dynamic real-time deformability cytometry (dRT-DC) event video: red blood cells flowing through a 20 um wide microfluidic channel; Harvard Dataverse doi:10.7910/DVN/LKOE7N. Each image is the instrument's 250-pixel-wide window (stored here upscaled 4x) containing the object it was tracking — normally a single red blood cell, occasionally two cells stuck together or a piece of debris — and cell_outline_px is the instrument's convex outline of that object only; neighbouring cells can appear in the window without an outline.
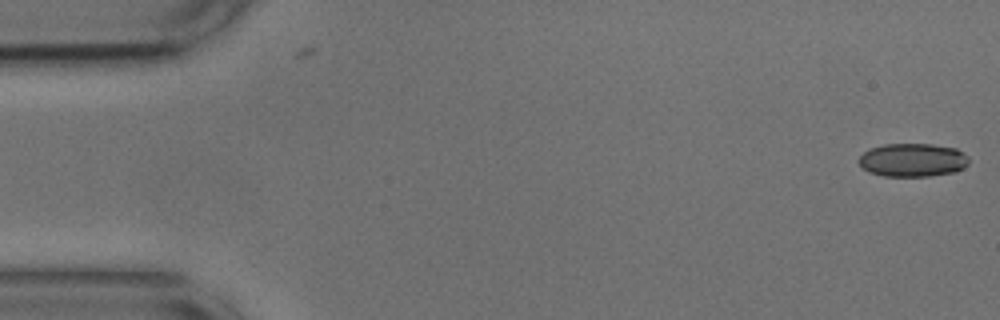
{"species": "common noctule bat (a hibernating species)", "species_latin": "Nyctalus noctula", "temperature_condition": "cold", "stored_images_in_passage": 54, "camera_frame_rate_fps": 3000, "um_per_image_px": 0.085, "animal": {"sex": "male", "body_mass_g": 17.9, "forearm_length_mm": 54.2}, "frame": {"image": 1, "passage_image": 1, "time_ms": 0.0, "image_size_px": [1000, 320], "cell_outline_px": [[968, 164], [964, 168], [956, 172], [928, 176], [884, 176], [868, 172], [856, 160], [864, 152], [872, 148], [884, 144], [932, 144], [956, 148], [968, 156]], "centroid_in_image_um": [77.59, 13.6], "position_along_channel_um": 7.4, "area_um2": 21.5}}
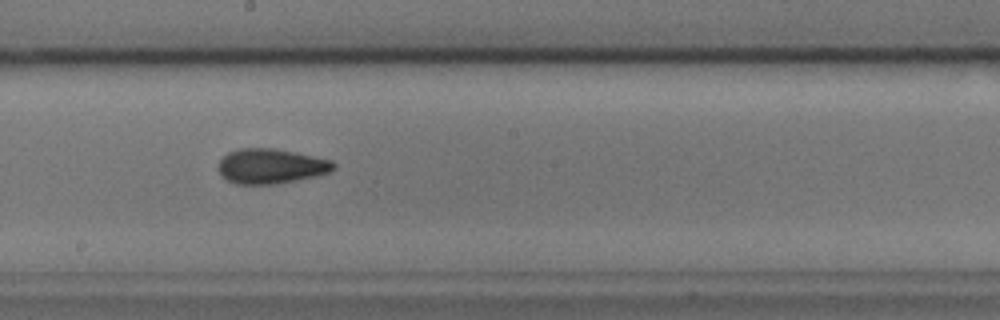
{"frame": {"image": 2, "passage_image": 29, "time_ms": 9.333, "image_size_px": [1000, 320], "cell_outline_px": [[336, 168], [332, 172], [316, 176], [276, 184], [236, 184], [228, 180], [220, 172], [220, 160], [228, 152], [240, 148], [276, 148], [296, 152], [332, 160], [336, 164]], "centroid_in_image_um": [23.09, 14.12], "position_along_channel_um": 225.1, "area_um2": 23.47}}
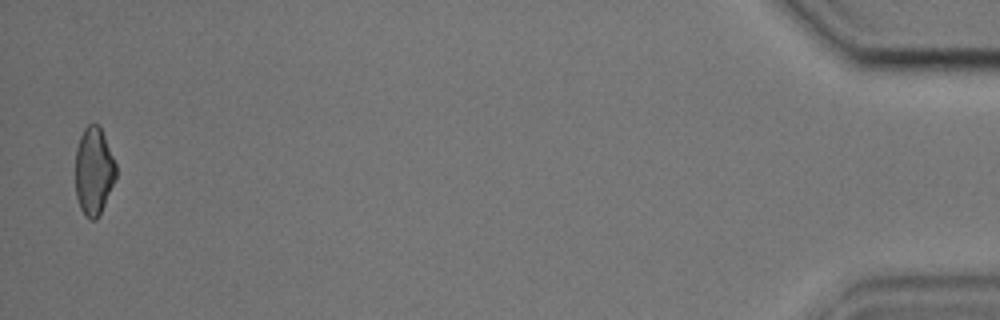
{"frame": {"image": 3, "passage_image": 53, "time_ms": 17.333, "image_size_px": [1000, 320], "cell_outline_px": [[116, 176], [104, 204], [96, 220], [92, 220], [84, 216], [80, 208], [76, 196], [76, 148], [80, 136], [84, 128], [88, 124], [100, 124], [116, 164]], "centroid_in_image_um": [7.96, 14.52], "position_along_channel_um": 427.2, "area_um2": 20.69}, "authors_computed_cell_mechanics": {"area_um2": 22.4264, "velocity_mm_per_s": 3.6786, "shape_relaxation_time_tau1_ms": 6.6775, "shape_relaxation_time_tau2_ms": 1.9839, "deformation_change_tau1": 0.1229, "deformation_change_tau2": 0.0675}}